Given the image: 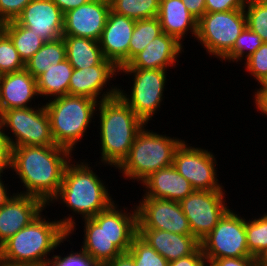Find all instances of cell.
Wrapping results in <instances>:
<instances>
[{"label":"cell","mask_w":267,"mask_h":266,"mask_svg":"<svg viewBox=\"0 0 267 266\" xmlns=\"http://www.w3.org/2000/svg\"><path fill=\"white\" fill-rule=\"evenodd\" d=\"M12 148L0 128V173L11 169Z\"/></svg>","instance_id":"42"},{"label":"cell","mask_w":267,"mask_h":266,"mask_svg":"<svg viewBox=\"0 0 267 266\" xmlns=\"http://www.w3.org/2000/svg\"><path fill=\"white\" fill-rule=\"evenodd\" d=\"M141 184L142 188H145L142 198H159L180 202L194 191L191 183L173 165L151 173Z\"/></svg>","instance_id":"22"},{"label":"cell","mask_w":267,"mask_h":266,"mask_svg":"<svg viewBox=\"0 0 267 266\" xmlns=\"http://www.w3.org/2000/svg\"><path fill=\"white\" fill-rule=\"evenodd\" d=\"M116 74H119L116 65H94L84 69H74L69 82V95L84 96L98 102L116 97L119 86L109 84L117 76ZM107 85L111 86L110 89Z\"/></svg>","instance_id":"15"},{"label":"cell","mask_w":267,"mask_h":266,"mask_svg":"<svg viewBox=\"0 0 267 266\" xmlns=\"http://www.w3.org/2000/svg\"><path fill=\"white\" fill-rule=\"evenodd\" d=\"M109 11V0H90L64 13L63 35L90 38L99 41Z\"/></svg>","instance_id":"16"},{"label":"cell","mask_w":267,"mask_h":266,"mask_svg":"<svg viewBox=\"0 0 267 266\" xmlns=\"http://www.w3.org/2000/svg\"><path fill=\"white\" fill-rule=\"evenodd\" d=\"M7 266H28V265H7Z\"/></svg>","instance_id":"51"},{"label":"cell","mask_w":267,"mask_h":266,"mask_svg":"<svg viewBox=\"0 0 267 266\" xmlns=\"http://www.w3.org/2000/svg\"><path fill=\"white\" fill-rule=\"evenodd\" d=\"M0 266H7V265H6V264H4V263H1V262H0Z\"/></svg>","instance_id":"52"},{"label":"cell","mask_w":267,"mask_h":266,"mask_svg":"<svg viewBox=\"0 0 267 266\" xmlns=\"http://www.w3.org/2000/svg\"><path fill=\"white\" fill-rule=\"evenodd\" d=\"M66 45V59L74 69L94 65H115L104 58L99 42L90 38L63 35Z\"/></svg>","instance_id":"25"},{"label":"cell","mask_w":267,"mask_h":266,"mask_svg":"<svg viewBox=\"0 0 267 266\" xmlns=\"http://www.w3.org/2000/svg\"><path fill=\"white\" fill-rule=\"evenodd\" d=\"M63 18L61 9L52 0H32L16 22L43 40L53 41L63 37Z\"/></svg>","instance_id":"18"},{"label":"cell","mask_w":267,"mask_h":266,"mask_svg":"<svg viewBox=\"0 0 267 266\" xmlns=\"http://www.w3.org/2000/svg\"><path fill=\"white\" fill-rule=\"evenodd\" d=\"M263 43L262 38L246 26L236 39L233 48L220 61L237 63L246 60Z\"/></svg>","instance_id":"32"},{"label":"cell","mask_w":267,"mask_h":266,"mask_svg":"<svg viewBox=\"0 0 267 266\" xmlns=\"http://www.w3.org/2000/svg\"><path fill=\"white\" fill-rule=\"evenodd\" d=\"M257 1L267 8V0H257Z\"/></svg>","instance_id":"50"},{"label":"cell","mask_w":267,"mask_h":266,"mask_svg":"<svg viewBox=\"0 0 267 266\" xmlns=\"http://www.w3.org/2000/svg\"><path fill=\"white\" fill-rule=\"evenodd\" d=\"M253 97H267V80L260 86V88L255 89Z\"/></svg>","instance_id":"48"},{"label":"cell","mask_w":267,"mask_h":266,"mask_svg":"<svg viewBox=\"0 0 267 266\" xmlns=\"http://www.w3.org/2000/svg\"><path fill=\"white\" fill-rule=\"evenodd\" d=\"M80 251L75 252L71 250L69 254L64 257L62 255H54L53 260L46 263L44 266H98L90 256Z\"/></svg>","instance_id":"37"},{"label":"cell","mask_w":267,"mask_h":266,"mask_svg":"<svg viewBox=\"0 0 267 266\" xmlns=\"http://www.w3.org/2000/svg\"><path fill=\"white\" fill-rule=\"evenodd\" d=\"M247 220L245 219V229L248 251L259 259L267 250V212Z\"/></svg>","instance_id":"31"},{"label":"cell","mask_w":267,"mask_h":266,"mask_svg":"<svg viewBox=\"0 0 267 266\" xmlns=\"http://www.w3.org/2000/svg\"><path fill=\"white\" fill-rule=\"evenodd\" d=\"M225 193V190H194L179 202L189 221L191 233L199 242L213 230L229 209Z\"/></svg>","instance_id":"13"},{"label":"cell","mask_w":267,"mask_h":266,"mask_svg":"<svg viewBox=\"0 0 267 266\" xmlns=\"http://www.w3.org/2000/svg\"><path fill=\"white\" fill-rule=\"evenodd\" d=\"M119 74L132 76L133 80L131 92H126L119 86L118 95L147 125L161 108L165 97L167 70L119 68Z\"/></svg>","instance_id":"9"},{"label":"cell","mask_w":267,"mask_h":266,"mask_svg":"<svg viewBox=\"0 0 267 266\" xmlns=\"http://www.w3.org/2000/svg\"><path fill=\"white\" fill-rule=\"evenodd\" d=\"M11 39L21 59L26 63L46 42L34 31L19 25L16 21L2 24L0 27Z\"/></svg>","instance_id":"28"},{"label":"cell","mask_w":267,"mask_h":266,"mask_svg":"<svg viewBox=\"0 0 267 266\" xmlns=\"http://www.w3.org/2000/svg\"><path fill=\"white\" fill-rule=\"evenodd\" d=\"M207 260L253 257L247 247L245 218L229 208L213 230L200 241Z\"/></svg>","instance_id":"11"},{"label":"cell","mask_w":267,"mask_h":266,"mask_svg":"<svg viewBox=\"0 0 267 266\" xmlns=\"http://www.w3.org/2000/svg\"><path fill=\"white\" fill-rule=\"evenodd\" d=\"M136 20L109 11L105 27L99 39V46L105 59L118 68L129 63V43Z\"/></svg>","instance_id":"17"},{"label":"cell","mask_w":267,"mask_h":266,"mask_svg":"<svg viewBox=\"0 0 267 266\" xmlns=\"http://www.w3.org/2000/svg\"><path fill=\"white\" fill-rule=\"evenodd\" d=\"M247 0H205L206 12L244 9Z\"/></svg>","instance_id":"39"},{"label":"cell","mask_w":267,"mask_h":266,"mask_svg":"<svg viewBox=\"0 0 267 266\" xmlns=\"http://www.w3.org/2000/svg\"><path fill=\"white\" fill-rule=\"evenodd\" d=\"M140 200L138 205L136 204L138 229H159L181 235H192L189 221L179 202L159 198Z\"/></svg>","instance_id":"14"},{"label":"cell","mask_w":267,"mask_h":266,"mask_svg":"<svg viewBox=\"0 0 267 266\" xmlns=\"http://www.w3.org/2000/svg\"><path fill=\"white\" fill-rule=\"evenodd\" d=\"M25 68V63L10 37L0 28V76Z\"/></svg>","instance_id":"34"},{"label":"cell","mask_w":267,"mask_h":266,"mask_svg":"<svg viewBox=\"0 0 267 266\" xmlns=\"http://www.w3.org/2000/svg\"><path fill=\"white\" fill-rule=\"evenodd\" d=\"M144 128L137 134L128 156L116 168L123 179L144 181L151 173L173 164L175 150L184 141ZM158 133V134H157ZM134 180V181H133Z\"/></svg>","instance_id":"7"},{"label":"cell","mask_w":267,"mask_h":266,"mask_svg":"<svg viewBox=\"0 0 267 266\" xmlns=\"http://www.w3.org/2000/svg\"><path fill=\"white\" fill-rule=\"evenodd\" d=\"M62 11V13H66L72 9H75L90 0H52Z\"/></svg>","instance_id":"45"},{"label":"cell","mask_w":267,"mask_h":266,"mask_svg":"<svg viewBox=\"0 0 267 266\" xmlns=\"http://www.w3.org/2000/svg\"><path fill=\"white\" fill-rule=\"evenodd\" d=\"M187 10L199 20L206 13L205 0H182Z\"/></svg>","instance_id":"43"},{"label":"cell","mask_w":267,"mask_h":266,"mask_svg":"<svg viewBox=\"0 0 267 266\" xmlns=\"http://www.w3.org/2000/svg\"><path fill=\"white\" fill-rule=\"evenodd\" d=\"M103 266H136L133 257L128 253H122Z\"/></svg>","instance_id":"44"},{"label":"cell","mask_w":267,"mask_h":266,"mask_svg":"<svg viewBox=\"0 0 267 266\" xmlns=\"http://www.w3.org/2000/svg\"><path fill=\"white\" fill-rule=\"evenodd\" d=\"M98 111V112H97ZM101 163L115 169L128 156L137 134L146 125L118 95L98 103Z\"/></svg>","instance_id":"4"},{"label":"cell","mask_w":267,"mask_h":266,"mask_svg":"<svg viewBox=\"0 0 267 266\" xmlns=\"http://www.w3.org/2000/svg\"><path fill=\"white\" fill-rule=\"evenodd\" d=\"M191 145L184 140L175 150L172 164L175 169L191 183L194 190H225L217 178L216 155L208 149Z\"/></svg>","instance_id":"12"},{"label":"cell","mask_w":267,"mask_h":266,"mask_svg":"<svg viewBox=\"0 0 267 266\" xmlns=\"http://www.w3.org/2000/svg\"><path fill=\"white\" fill-rule=\"evenodd\" d=\"M41 213L0 246V262L6 265L44 266L53 260L54 250L76 231V216L47 220ZM70 236V237H69ZM53 252V256H51ZM49 256H51L49 258Z\"/></svg>","instance_id":"2"},{"label":"cell","mask_w":267,"mask_h":266,"mask_svg":"<svg viewBox=\"0 0 267 266\" xmlns=\"http://www.w3.org/2000/svg\"><path fill=\"white\" fill-rule=\"evenodd\" d=\"M157 18L162 32L175 37L181 44L190 32L196 38L198 20L187 10L182 0H160Z\"/></svg>","instance_id":"24"},{"label":"cell","mask_w":267,"mask_h":266,"mask_svg":"<svg viewBox=\"0 0 267 266\" xmlns=\"http://www.w3.org/2000/svg\"><path fill=\"white\" fill-rule=\"evenodd\" d=\"M246 27L244 9L205 13L197 22L196 39L211 57L221 60Z\"/></svg>","instance_id":"10"},{"label":"cell","mask_w":267,"mask_h":266,"mask_svg":"<svg viewBox=\"0 0 267 266\" xmlns=\"http://www.w3.org/2000/svg\"><path fill=\"white\" fill-rule=\"evenodd\" d=\"M66 59V45L63 37L46 41L44 45L25 63V69L34 77L44 73L51 64L56 65Z\"/></svg>","instance_id":"27"},{"label":"cell","mask_w":267,"mask_h":266,"mask_svg":"<svg viewBox=\"0 0 267 266\" xmlns=\"http://www.w3.org/2000/svg\"><path fill=\"white\" fill-rule=\"evenodd\" d=\"M0 128L11 148L22 145H56L52 136L48 113L43 103L42 105L38 104V106L2 112L0 114ZM6 129H10L8 133H6L8 131Z\"/></svg>","instance_id":"8"},{"label":"cell","mask_w":267,"mask_h":266,"mask_svg":"<svg viewBox=\"0 0 267 266\" xmlns=\"http://www.w3.org/2000/svg\"><path fill=\"white\" fill-rule=\"evenodd\" d=\"M244 63L245 71L253 76L259 87L267 80V42H264Z\"/></svg>","instance_id":"36"},{"label":"cell","mask_w":267,"mask_h":266,"mask_svg":"<svg viewBox=\"0 0 267 266\" xmlns=\"http://www.w3.org/2000/svg\"><path fill=\"white\" fill-rule=\"evenodd\" d=\"M3 174L5 173H0V208L15 194V191L13 194L11 192L9 193V188L4 184L5 181L2 180V177H4L2 176Z\"/></svg>","instance_id":"46"},{"label":"cell","mask_w":267,"mask_h":266,"mask_svg":"<svg viewBox=\"0 0 267 266\" xmlns=\"http://www.w3.org/2000/svg\"><path fill=\"white\" fill-rule=\"evenodd\" d=\"M138 235L168 262L189 256L200 247V242L193 235L159 229H138Z\"/></svg>","instance_id":"23"},{"label":"cell","mask_w":267,"mask_h":266,"mask_svg":"<svg viewBox=\"0 0 267 266\" xmlns=\"http://www.w3.org/2000/svg\"><path fill=\"white\" fill-rule=\"evenodd\" d=\"M255 102V107L260 114L267 116V97H253Z\"/></svg>","instance_id":"47"},{"label":"cell","mask_w":267,"mask_h":266,"mask_svg":"<svg viewBox=\"0 0 267 266\" xmlns=\"http://www.w3.org/2000/svg\"><path fill=\"white\" fill-rule=\"evenodd\" d=\"M244 13L246 26L267 42V8L257 0H247Z\"/></svg>","instance_id":"35"},{"label":"cell","mask_w":267,"mask_h":266,"mask_svg":"<svg viewBox=\"0 0 267 266\" xmlns=\"http://www.w3.org/2000/svg\"><path fill=\"white\" fill-rule=\"evenodd\" d=\"M183 48V44L175 37L162 32L126 66L121 68L168 70L169 67H171L172 69L178 65V58L181 56L180 54L184 52Z\"/></svg>","instance_id":"20"},{"label":"cell","mask_w":267,"mask_h":266,"mask_svg":"<svg viewBox=\"0 0 267 266\" xmlns=\"http://www.w3.org/2000/svg\"><path fill=\"white\" fill-rule=\"evenodd\" d=\"M110 10L134 20L157 17L160 0H109Z\"/></svg>","instance_id":"30"},{"label":"cell","mask_w":267,"mask_h":266,"mask_svg":"<svg viewBox=\"0 0 267 266\" xmlns=\"http://www.w3.org/2000/svg\"><path fill=\"white\" fill-rule=\"evenodd\" d=\"M118 205L114 201L93 218L83 220L85 224L81 250L98 266L126 253L138 234L136 205H133L130 212L125 206L124 210L119 209Z\"/></svg>","instance_id":"3"},{"label":"cell","mask_w":267,"mask_h":266,"mask_svg":"<svg viewBox=\"0 0 267 266\" xmlns=\"http://www.w3.org/2000/svg\"><path fill=\"white\" fill-rule=\"evenodd\" d=\"M69 150L57 145L12 148L11 171L23 184L16 193L42 200L46 205L57 195L66 165L72 160Z\"/></svg>","instance_id":"1"},{"label":"cell","mask_w":267,"mask_h":266,"mask_svg":"<svg viewBox=\"0 0 267 266\" xmlns=\"http://www.w3.org/2000/svg\"><path fill=\"white\" fill-rule=\"evenodd\" d=\"M45 103L55 144L74 153L88 127L91 128L99 102L84 96L65 95Z\"/></svg>","instance_id":"6"},{"label":"cell","mask_w":267,"mask_h":266,"mask_svg":"<svg viewBox=\"0 0 267 266\" xmlns=\"http://www.w3.org/2000/svg\"><path fill=\"white\" fill-rule=\"evenodd\" d=\"M161 33L162 28L157 17L136 20L129 43V62Z\"/></svg>","instance_id":"29"},{"label":"cell","mask_w":267,"mask_h":266,"mask_svg":"<svg viewBox=\"0 0 267 266\" xmlns=\"http://www.w3.org/2000/svg\"><path fill=\"white\" fill-rule=\"evenodd\" d=\"M208 266H260L258 259L254 257L219 258L207 260Z\"/></svg>","instance_id":"40"},{"label":"cell","mask_w":267,"mask_h":266,"mask_svg":"<svg viewBox=\"0 0 267 266\" xmlns=\"http://www.w3.org/2000/svg\"><path fill=\"white\" fill-rule=\"evenodd\" d=\"M46 208L47 205L36 197L15 193L0 208V246L29 225Z\"/></svg>","instance_id":"19"},{"label":"cell","mask_w":267,"mask_h":266,"mask_svg":"<svg viewBox=\"0 0 267 266\" xmlns=\"http://www.w3.org/2000/svg\"><path fill=\"white\" fill-rule=\"evenodd\" d=\"M73 159L65 167L57 195L47 206L55 202L63 203L73 212L71 214L80 215L82 220L93 218L114 202L113 195H109L108 185L94 172L88 161L76 162Z\"/></svg>","instance_id":"5"},{"label":"cell","mask_w":267,"mask_h":266,"mask_svg":"<svg viewBox=\"0 0 267 266\" xmlns=\"http://www.w3.org/2000/svg\"><path fill=\"white\" fill-rule=\"evenodd\" d=\"M127 252L133 257L136 266H169V262L138 234Z\"/></svg>","instance_id":"33"},{"label":"cell","mask_w":267,"mask_h":266,"mask_svg":"<svg viewBox=\"0 0 267 266\" xmlns=\"http://www.w3.org/2000/svg\"><path fill=\"white\" fill-rule=\"evenodd\" d=\"M259 264H267V250L264 254L258 259Z\"/></svg>","instance_id":"49"},{"label":"cell","mask_w":267,"mask_h":266,"mask_svg":"<svg viewBox=\"0 0 267 266\" xmlns=\"http://www.w3.org/2000/svg\"><path fill=\"white\" fill-rule=\"evenodd\" d=\"M36 97H39L36 78L25 68L0 76V114L10 109L32 107L31 102Z\"/></svg>","instance_id":"21"},{"label":"cell","mask_w":267,"mask_h":266,"mask_svg":"<svg viewBox=\"0 0 267 266\" xmlns=\"http://www.w3.org/2000/svg\"><path fill=\"white\" fill-rule=\"evenodd\" d=\"M74 68L67 59L59 64H51L48 69L36 78L40 97L54 99L69 95V82Z\"/></svg>","instance_id":"26"},{"label":"cell","mask_w":267,"mask_h":266,"mask_svg":"<svg viewBox=\"0 0 267 266\" xmlns=\"http://www.w3.org/2000/svg\"><path fill=\"white\" fill-rule=\"evenodd\" d=\"M169 266H208V262L201 247H199L189 256L169 262Z\"/></svg>","instance_id":"41"},{"label":"cell","mask_w":267,"mask_h":266,"mask_svg":"<svg viewBox=\"0 0 267 266\" xmlns=\"http://www.w3.org/2000/svg\"><path fill=\"white\" fill-rule=\"evenodd\" d=\"M31 1L32 0H0V23L4 24L16 21L23 9Z\"/></svg>","instance_id":"38"}]
</instances>
